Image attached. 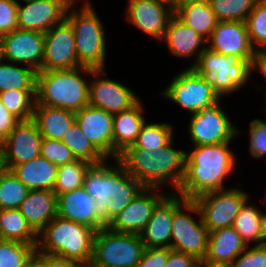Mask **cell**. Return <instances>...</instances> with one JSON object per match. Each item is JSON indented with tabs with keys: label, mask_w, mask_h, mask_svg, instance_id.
<instances>
[{
	"label": "cell",
	"mask_w": 266,
	"mask_h": 267,
	"mask_svg": "<svg viewBox=\"0 0 266 267\" xmlns=\"http://www.w3.org/2000/svg\"><path fill=\"white\" fill-rule=\"evenodd\" d=\"M230 143L193 146L190 152L186 151L185 176L177 194L194 199L225 189V178L236 168V154L229 148Z\"/></svg>",
	"instance_id": "cell-1"
},
{
	"label": "cell",
	"mask_w": 266,
	"mask_h": 267,
	"mask_svg": "<svg viewBox=\"0 0 266 267\" xmlns=\"http://www.w3.org/2000/svg\"><path fill=\"white\" fill-rule=\"evenodd\" d=\"M108 160L91 164L86 170L83 183L85 190L95 200L97 215L106 224L144 188L118 159H113L116 165H108Z\"/></svg>",
	"instance_id": "cell-2"
},
{
	"label": "cell",
	"mask_w": 266,
	"mask_h": 267,
	"mask_svg": "<svg viewBox=\"0 0 266 267\" xmlns=\"http://www.w3.org/2000/svg\"><path fill=\"white\" fill-rule=\"evenodd\" d=\"M173 143L153 150L126 148L118 160L144 187L159 189L169 184L174 188L170 192L177 193L185 176L186 151L174 148Z\"/></svg>",
	"instance_id": "cell-3"
},
{
	"label": "cell",
	"mask_w": 266,
	"mask_h": 267,
	"mask_svg": "<svg viewBox=\"0 0 266 267\" xmlns=\"http://www.w3.org/2000/svg\"><path fill=\"white\" fill-rule=\"evenodd\" d=\"M94 68L79 66L69 70L37 72L36 104L74 113L89 105V79ZM87 74V75H86Z\"/></svg>",
	"instance_id": "cell-4"
},
{
	"label": "cell",
	"mask_w": 266,
	"mask_h": 267,
	"mask_svg": "<svg viewBox=\"0 0 266 267\" xmlns=\"http://www.w3.org/2000/svg\"><path fill=\"white\" fill-rule=\"evenodd\" d=\"M96 231L56 216L39 233L36 250L88 265L93 254Z\"/></svg>",
	"instance_id": "cell-5"
},
{
	"label": "cell",
	"mask_w": 266,
	"mask_h": 267,
	"mask_svg": "<svg viewBox=\"0 0 266 267\" xmlns=\"http://www.w3.org/2000/svg\"><path fill=\"white\" fill-rule=\"evenodd\" d=\"M94 10L90 0H85L79 9L73 6L67 10L66 20L73 28L78 63L94 69H105L108 48L106 31Z\"/></svg>",
	"instance_id": "cell-6"
},
{
	"label": "cell",
	"mask_w": 266,
	"mask_h": 267,
	"mask_svg": "<svg viewBox=\"0 0 266 267\" xmlns=\"http://www.w3.org/2000/svg\"><path fill=\"white\" fill-rule=\"evenodd\" d=\"M220 98L242 89L252 75V61L223 55L206 48L192 67ZM251 75V76H250Z\"/></svg>",
	"instance_id": "cell-7"
},
{
	"label": "cell",
	"mask_w": 266,
	"mask_h": 267,
	"mask_svg": "<svg viewBox=\"0 0 266 267\" xmlns=\"http://www.w3.org/2000/svg\"><path fill=\"white\" fill-rule=\"evenodd\" d=\"M194 213L199 216L198 220H194L191 216ZM208 238V229L202 222L194 200L185 199L182 195L173 192L171 249L190 254L201 260L207 253Z\"/></svg>",
	"instance_id": "cell-8"
},
{
	"label": "cell",
	"mask_w": 266,
	"mask_h": 267,
	"mask_svg": "<svg viewBox=\"0 0 266 267\" xmlns=\"http://www.w3.org/2000/svg\"><path fill=\"white\" fill-rule=\"evenodd\" d=\"M144 249L139 235L116 233L105 227L95 234L92 259L88 265L135 267Z\"/></svg>",
	"instance_id": "cell-9"
},
{
	"label": "cell",
	"mask_w": 266,
	"mask_h": 267,
	"mask_svg": "<svg viewBox=\"0 0 266 267\" xmlns=\"http://www.w3.org/2000/svg\"><path fill=\"white\" fill-rule=\"evenodd\" d=\"M160 95L195 114L220 102L221 98L193 68H185L172 78Z\"/></svg>",
	"instance_id": "cell-10"
},
{
	"label": "cell",
	"mask_w": 266,
	"mask_h": 267,
	"mask_svg": "<svg viewBox=\"0 0 266 267\" xmlns=\"http://www.w3.org/2000/svg\"><path fill=\"white\" fill-rule=\"evenodd\" d=\"M248 193L238 187L211 191L194 198L204 226L208 232L233 225L243 204L249 200Z\"/></svg>",
	"instance_id": "cell-11"
},
{
	"label": "cell",
	"mask_w": 266,
	"mask_h": 267,
	"mask_svg": "<svg viewBox=\"0 0 266 267\" xmlns=\"http://www.w3.org/2000/svg\"><path fill=\"white\" fill-rule=\"evenodd\" d=\"M189 120L187 128L194 144L192 146L232 142L237 135H241L219 102L192 114Z\"/></svg>",
	"instance_id": "cell-12"
},
{
	"label": "cell",
	"mask_w": 266,
	"mask_h": 267,
	"mask_svg": "<svg viewBox=\"0 0 266 267\" xmlns=\"http://www.w3.org/2000/svg\"><path fill=\"white\" fill-rule=\"evenodd\" d=\"M107 75L104 69L93 70L91 74L93 79H90L89 84L90 106L116 114L130 109L140 100L135 91L110 79Z\"/></svg>",
	"instance_id": "cell-13"
},
{
	"label": "cell",
	"mask_w": 266,
	"mask_h": 267,
	"mask_svg": "<svg viewBox=\"0 0 266 267\" xmlns=\"http://www.w3.org/2000/svg\"><path fill=\"white\" fill-rule=\"evenodd\" d=\"M0 39L3 60L42 71L44 33L17 28Z\"/></svg>",
	"instance_id": "cell-14"
},
{
	"label": "cell",
	"mask_w": 266,
	"mask_h": 267,
	"mask_svg": "<svg viewBox=\"0 0 266 267\" xmlns=\"http://www.w3.org/2000/svg\"><path fill=\"white\" fill-rule=\"evenodd\" d=\"M79 66L73 28L65 19L44 33L42 71L69 70Z\"/></svg>",
	"instance_id": "cell-15"
},
{
	"label": "cell",
	"mask_w": 266,
	"mask_h": 267,
	"mask_svg": "<svg viewBox=\"0 0 266 267\" xmlns=\"http://www.w3.org/2000/svg\"><path fill=\"white\" fill-rule=\"evenodd\" d=\"M166 195L159 192L158 188L144 187L122 211L107 223L106 227L116 233L139 235L150 220L156 205Z\"/></svg>",
	"instance_id": "cell-16"
},
{
	"label": "cell",
	"mask_w": 266,
	"mask_h": 267,
	"mask_svg": "<svg viewBox=\"0 0 266 267\" xmlns=\"http://www.w3.org/2000/svg\"><path fill=\"white\" fill-rule=\"evenodd\" d=\"M42 138L33 119L20 121L2 142L5 168L11 170L15 165L40 157Z\"/></svg>",
	"instance_id": "cell-17"
},
{
	"label": "cell",
	"mask_w": 266,
	"mask_h": 267,
	"mask_svg": "<svg viewBox=\"0 0 266 267\" xmlns=\"http://www.w3.org/2000/svg\"><path fill=\"white\" fill-rule=\"evenodd\" d=\"M126 19L149 37L164 38L169 19L174 15L171 5L162 0H128Z\"/></svg>",
	"instance_id": "cell-18"
},
{
	"label": "cell",
	"mask_w": 266,
	"mask_h": 267,
	"mask_svg": "<svg viewBox=\"0 0 266 267\" xmlns=\"http://www.w3.org/2000/svg\"><path fill=\"white\" fill-rule=\"evenodd\" d=\"M207 48L223 55H235L241 60L253 61L256 50L252 46L246 22L218 21Z\"/></svg>",
	"instance_id": "cell-19"
},
{
	"label": "cell",
	"mask_w": 266,
	"mask_h": 267,
	"mask_svg": "<svg viewBox=\"0 0 266 267\" xmlns=\"http://www.w3.org/2000/svg\"><path fill=\"white\" fill-rule=\"evenodd\" d=\"M18 28L23 30L48 32L53 26L66 19L67 9L59 2L51 0H19Z\"/></svg>",
	"instance_id": "cell-20"
},
{
	"label": "cell",
	"mask_w": 266,
	"mask_h": 267,
	"mask_svg": "<svg viewBox=\"0 0 266 267\" xmlns=\"http://www.w3.org/2000/svg\"><path fill=\"white\" fill-rule=\"evenodd\" d=\"M114 114L90 105L75 113V120L87 139L107 158H113ZM112 157V158H111Z\"/></svg>",
	"instance_id": "cell-21"
},
{
	"label": "cell",
	"mask_w": 266,
	"mask_h": 267,
	"mask_svg": "<svg viewBox=\"0 0 266 267\" xmlns=\"http://www.w3.org/2000/svg\"><path fill=\"white\" fill-rule=\"evenodd\" d=\"M57 215L96 232L107 226L97 215L95 200L84 187L57 195Z\"/></svg>",
	"instance_id": "cell-22"
},
{
	"label": "cell",
	"mask_w": 266,
	"mask_h": 267,
	"mask_svg": "<svg viewBox=\"0 0 266 267\" xmlns=\"http://www.w3.org/2000/svg\"><path fill=\"white\" fill-rule=\"evenodd\" d=\"M162 40L173 56L195 59L188 68L197 63L200 54L207 48V41L175 14L169 19Z\"/></svg>",
	"instance_id": "cell-23"
},
{
	"label": "cell",
	"mask_w": 266,
	"mask_h": 267,
	"mask_svg": "<svg viewBox=\"0 0 266 267\" xmlns=\"http://www.w3.org/2000/svg\"><path fill=\"white\" fill-rule=\"evenodd\" d=\"M173 193H168L154 208L152 216L139 236L147 248H171Z\"/></svg>",
	"instance_id": "cell-24"
},
{
	"label": "cell",
	"mask_w": 266,
	"mask_h": 267,
	"mask_svg": "<svg viewBox=\"0 0 266 267\" xmlns=\"http://www.w3.org/2000/svg\"><path fill=\"white\" fill-rule=\"evenodd\" d=\"M139 100L134 106L126 111L116 113L113 116V159L129 146L133 145L142 125L146 122L144 106Z\"/></svg>",
	"instance_id": "cell-25"
},
{
	"label": "cell",
	"mask_w": 266,
	"mask_h": 267,
	"mask_svg": "<svg viewBox=\"0 0 266 267\" xmlns=\"http://www.w3.org/2000/svg\"><path fill=\"white\" fill-rule=\"evenodd\" d=\"M19 210L38 234L57 216V195L52 190H30Z\"/></svg>",
	"instance_id": "cell-26"
},
{
	"label": "cell",
	"mask_w": 266,
	"mask_h": 267,
	"mask_svg": "<svg viewBox=\"0 0 266 267\" xmlns=\"http://www.w3.org/2000/svg\"><path fill=\"white\" fill-rule=\"evenodd\" d=\"M246 248L240 234L232 226L226 227L209 232L204 259L231 264Z\"/></svg>",
	"instance_id": "cell-27"
},
{
	"label": "cell",
	"mask_w": 266,
	"mask_h": 267,
	"mask_svg": "<svg viewBox=\"0 0 266 267\" xmlns=\"http://www.w3.org/2000/svg\"><path fill=\"white\" fill-rule=\"evenodd\" d=\"M58 167L43 157L15 165L11 171L29 190H52Z\"/></svg>",
	"instance_id": "cell-28"
},
{
	"label": "cell",
	"mask_w": 266,
	"mask_h": 267,
	"mask_svg": "<svg viewBox=\"0 0 266 267\" xmlns=\"http://www.w3.org/2000/svg\"><path fill=\"white\" fill-rule=\"evenodd\" d=\"M33 120L43 138L60 140L75 121V113L46 105H35Z\"/></svg>",
	"instance_id": "cell-29"
},
{
	"label": "cell",
	"mask_w": 266,
	"mask_h": 267,
	"mask_svg": "<svg viewBox=\"0 0 266 267\" xmlns=\"http://www.w3.org/2000/svg\"><path fill=\"white\" fill-rule=\"evenodd\" d=\"M175 15L199 33L206 41L210 39L218 23L208 0L185 5Z\"/></svg>",
	"instance_id": "cell-30"
},
{
	"label": "cell",
	"mask_w": 266,
	"mask_h": 267,
	"mask_svg": "<svg viewBox=\"0 0 266 267\" xmlns=\"http://www.w3.org/2000/svg\"><path fill=\"white\" fill-rule=\"evenodd\" d=\"M0 239L33 244L36 247L38 234L28 224L19 208L5 209L0 210Z\"/></svg>",
	"instance_id": "cell-31"
},
{
	"label": "cell",
	"mask_w": 266,
	"mask_h": 267,
	"mask_svg": "<svg viewBox=\"0 0 266 267\" xmlns=\"http://www.w3.org/2000/svg\"><path fill=\"white\" fill-rule=\"evenodd\" d=\"M37 71L31 67L0 61V92L9 89L36 90Z\"/></svg>",
	"instance_id": "cell-32"
},
{
	"label": "cell",
	"mask_w": 266,
	"mask_h": 267,
	"mask_svg": "<svg viewBox=\"0 0 266 267\" xmlns=\"http://www.w3.org/2000/svg\"><path fill=\"white\" fill-rule=\"evenodd\" d=\"M247 200L235 217L232 227L240 234L247 246L262 245L261 216L262 211Z\"/></svg>",
	"instance_id": "cell-33"
},
{
	"label": "cell",
	"mask_w": 266,
	"mask_h": 267,
	"mask_svg": "<svg viewBox=\"0 0 266 267\" xmlns=\"http://www.w3.org/2000/svg\"><path fill=\"white\" fill-rule=\"evenodd\" d=\"M63 143L71 150L75 159L98 164L107 158L82 133L79 124L74 121L62 138Z\"/></svg>",
	"instance_id": "cell-34"
},
{
	"label": "cell",
	"mask_w": 266,
	"mask_h": 267,
	"mask_svg": "<svg viewBox=\"0 0 266 267\" xmlns=\"http://www.w3.org/2000/svg\"><path fill=\"white\" fill-rule=\"evenodd\" d=\"M173 125L166 122H145L133 145L127 148L159 149L168 145L174 135Z\"/></svg>",
	"instance_id": "cell-35"
},
{
	"label": "cell",
	"mask_w": 266,
	"mask_h": 267,
	"mask_svg": "<svg viewBox=\"0 0 266 267\" xmlns=\"http://www.w3.org/2000/svg\"><path fill=\"white\" fill-rule=\"evenodd\" d=\"M0 101L20 121L33 119L36 90L9 89L0 92Z\"/></svg>",
	"instance_id": "cell-36"
},
{
	"label": "cell",
	"mask_w": 266,
	"mask_h": 267,
	"mask_svg": "<svg viewBox=\"0 0 266 267\" xmlns=\"http://www.w3.org/2000/svg\"><path fill=\"white\" fill-rule=\"evenodd\" d=\"M91 164L85 160L76 159L73 162L58 167L53 191L56 195L83 187L86 170Z\"/></svg>",
	"instance_id": "cell-37"
},
{
	"label": "cell",
	"mask_w": 266,
	"mask_h": 267,
	"mask_svg": "<svg viewBox=\"0 0 266 267\" xmlns=\"http://www.w3.org/2000/svg\"><path fill=\"white\" fill-rule=\"evenodd\" d=\"M29 189L11 170L0 173V210L19 208Z\"/></svg>",
	"instance_id": "cell-38"
},
{
	"label": "cell",
	"mask_w": 266,
	"mask_h": 267,
	"mask_svg": "<svg viewBox=\"0 0 266 267\" xmlns=\"http://www.w3.org/2000/svg\"><path fill=\"white\" fill-rule=\"evenodd\" d=\"M218 21L246 22L259 0H208Z\"/></svg>",
	"instance_id": "cell-39"
},
{
	"label": "cell",
	"mask_w": 266,
	"mask_h": 267,
	"mask_svg": "<svg viewBox=\"0 0 266 267\" xmlns=\"http://www.w3.org/2000/svg\"><path fill=\"white\" fill-rule=\"evenodd\" d=\"M35 251L33 244L0 239V267H24Z\"/></svg>",
	"instance_id": "cell-40"
},
{
	"label": "cell",
	"mask_w": 266,
	"mask_h": 267,
	"mask_svg": "<svg viewBox=\"0 0 266 267\" xmlns=\"http://www.w3.org/2000/svg\"><path fill=\"white\" fill-rule=\"evenodd\" d=\"M248 35L254 49L266 50V3L259 0L246 20Z\"/></svg>",
	"instance_id": "cell-41"
},
{
	"label": "cell",
	"mask_w": 266,
	"mask_h": 267,
	"mask_svg": "<svg viewBox=\"0 0 266 267\" xmlns=\"http://www.w3.org/2000/svg\"><path fill=\"white\" fill-rule=\"evenodd\" d=\"M40 156L46 158L57 167L76 160L63 141L48 138H42Z\"/></svg>",
	"instance_id": "cell-42"
},
{
	"label": "cell",
	"mask_w": 266,
	"mask_h": 267,
	"mask_svg": "<svg viewBox=\"0 0 266 267\" xmlns=\"http://www.w3.org/2000/svg\"><path fill=\"white\" fill-rule=\"evenodd\" d=\"M249 125V153L259 159L266 155V121L256 118Z\"/></svg>",
	"instance_id": "cell-43"
},
{
	"label": "cell",
	"mask_w": 266,
	"mask_h": 267,
	"mask_svg": "<svg viewBox=\"0 0 266 267\" xmlns=\"http://www.w3.org/2000/svg\"><path fill=\"white\" fill-rule=\"evenodd\" d=\"M231 267H266V244L247 246Z\"/></svg>",
	"instance_id": "cell-44"
},
{
	"label": "cell",
	"mask_w": 266,
	"mask_h": 267,
	"mask_svg": "<svg viewBox=\"0 0 266 267\" xmlns=\"http://www.w3.org/2000/svg\"><path fill=\"white\" fill-rule=\"evenodd\" d=\"M18 0H0V36L18 28Z\"/></svg>",
	"instance_id": "cell-45"
},
{
	"label": "cell",
	"mask_w": 266,
	"mask_h": 267,
	"mask_svg": "<svg viewBox=\"0 0 266 267\" xmlns=\"http://www.w3.org/2000/svg\"><path fill=\"white\" fill-rule=\"evenodd\" d=\"M171 248H147L145 247L142 257L135 267H164Z\"/></svg>",
	"instance_id": "cell-46"
},
{
	"label": "cell",
	"mask_w": 266,
	"mask_h": 267,
	"mask_svg": "<svg viewBox=\"0 0 266 267\" xmlns=\"http://www.w3.org/2000/svg\"><path fill=\"white\" fill-rule=\"evenodd\" d=\"M198 264L195 256L171 249L164 267H198Z\"/></svg>",
	"instance_id": "cell-47"
},
{
	"label": "cell",
	"mask_w": 266,
	"mask_h": 267,
	"mask_svg": "<svg viewBox=\"0 0 266 267\" xmlns=\"http://www.w3.org/2000/svg\"><path fill=\"white\" fill-rule=\"evenodd\" d=\"M20 120L11 114L0 101V142H3Z\"/></svg>",
	"instance_id": "cell-48"
},
{
	"label": "cell",
	"mask_w": 266,
	"mask_h": 267,
	"mask_svg": "<svg viewBox=\"0 0 266 267\" xmlns=\"http://www.w3.org/2000/svg\"><path fill=\"white\" fill-rule=\"evenodd\" d=\"M43 267H86L85 265L56 255L42 253Z\"/></svg>",
	"instance_id": "cell-49"
},
{
	"label": "cell",
	"mask_w": 266,
	"mask_h": 267,
	"mask_svg": "<svg viewBox=\"0 0 266 267\" xmlns=\"http://www.w3.org/2000/svg\"><path fill=\"white\" fill-rule=\"evenodd\" d=\"M259 71L266 79V50H257L252 61V72ZM266 97V90H265Z\"/></svg>",
	"instance_id": "cell-50"
},
{
	"label": "cell",
	"mask_w": 266,
	"mask_h": 267,
	"mask_svg": "<svg viewBox=\"0 0 266 267\" xmlns=\"http://www.w3.org/2000/svg\"><path fill=\"white\" fill-rule=\"evenodd\" d=\"M24 267H43L42 253L36 250Z\"/></svg>",
	"instance_id": "cell-51"
},
{
	"label": "cell",
	"mask_w": 266,
	"mask_h": 267,
	"mask_svg": "<svg viewBox=\"0 0 266 267\" xmlns=\"http://www.w3.org/2000/svg\"><path fill=\"white\" fill-rule=\"evenodd\" d=\"M202 1H205V0H173L170 3V5L175 14L181 7H184L185 5L193 4L196 2H202Z\"/></svg>",
	"instance_id": "cell-52"
},
{
	"label": "cell",
	"mask_w": 266,
	"mask_h": 267,
	"mask_svg": "<svg viewBox=\"0 0 266 267\" xmlns=\"http://www.w3.org/2000/svg\"><path fill=\"white\" fill-rule=\"evenodd\" d=\"M198 267H231L229 263L213 262L206 259L199 260Z\"/></svg>",
	"instance_id": "cell-53"
},
{
	"label": "cell",
	"mask_w": 266,
	"mask_h": 267,
	"mask_svg": "<svg viewBox=\"0 0 266 267\" xmlns=\"http://www.w3.org/2000/svg\"><path fill=\"white\" fill-rule=\"evenodd\" d=\"M261 235H262V245L266 244V212L262 213L261 216Z\"/></svg>",
	"instance_id": "cell-54"
},
{
	"label": "cell",
	"mask_w": 266,
	"mask_h": 267,
	"mask_svg": "<svg viewBox=\"0 0 266 267\" xmlns=\"http://www.w3.org/2000/svg\"><path fill=\"white\" fill-rule=\"evenodd\" d=\"M51 1L61 3L67 10L73 6H76L74 4H77L76 0H51Z\"/></svg>",
	"instance_id": "cell-55"
},
{
	"label": "cell",
	"mask_w": 266,
	"mask_h": 267,
	"mask_svg": "<svg viewBox=\"0 0 266 267\" xmlns=\"http://www.w3.org/2000/svg\"><path fill=\"white\" fill-rule=\"evenodd\" d=\"M4 165V154H3V144L0 142V173H2L5 170Z\"/></svg>",
	"instance_id": "cell-56"
},
{
	"label": "cell",
	"mask_w": 266,
	"mask_h": 267,
	"mask_svg": "<svg viewBox=\"0 0 266 267\" xmlns=\"http://www.w3.org/2000/svg\"><path fill=\"white\" fill-rule=\"evenodd\" d=\"M3 60V56H2V45H1V39H0V61Z\"/></svg>",
	"instance_id": "cell-57"
},
{
	"label": "cell",
	"mask_w": 266,
	"mask_h": 267,
	"mask_svg": "<svg viewBox=\"0 0 266 267\" xmlns=\"http://www.w3.org/2000/svg\"><path fill=\"white\" fill-rule=\"evenodd\" d=\"M86 267H103V266L86 265Z\"/></svg>",
	"instance_id": "cell-58"
},
{
	"label": "cell",
	"mask_w": 266,
	"mask_h": 267,
	"mask_svg": "<svg viewBox=\"0 0 266 267\" xmlns=\"http://www.w3.org/2000/svg\"><path fill=\"white\" fill-rule=\"evenodd\" d=\"M162 1H165L170 4L173 0H162Z\"/></svg>",
	"instance_id": "cell-59"
}]
</instances>
